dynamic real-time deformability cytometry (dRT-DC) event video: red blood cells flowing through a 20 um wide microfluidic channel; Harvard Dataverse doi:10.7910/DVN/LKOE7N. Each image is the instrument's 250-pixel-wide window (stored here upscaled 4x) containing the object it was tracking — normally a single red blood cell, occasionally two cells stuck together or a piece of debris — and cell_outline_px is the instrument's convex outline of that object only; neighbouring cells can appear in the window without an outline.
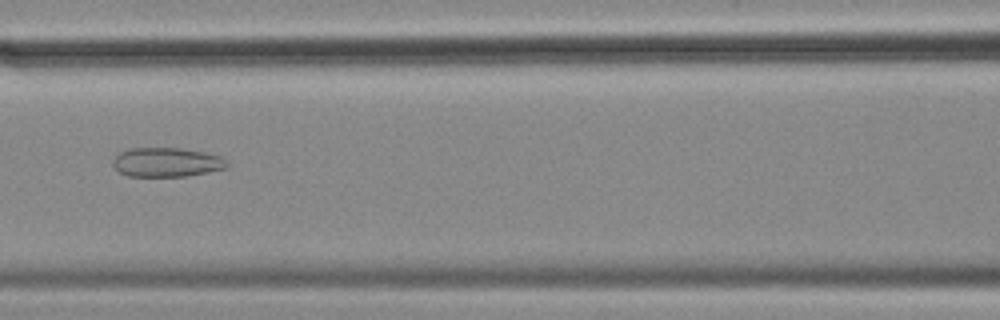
{"species": "common noctule bat (a hibernating species)", "species_latin": "Nyctalus noctula", "temperature_condition": "cold", "stored_images_in_passage": 55, "camera_frame_rate_fps": 3000, "um_per_image_px": 0.085, "animal": {"sex": "female", "body_mass_g": 18.4}, "frame": {"image": 1, "passage_image": 23, "time_ms": 7.333, "image_size_px": [1000, 320], "cell_outline_px": [[228, 168], [188, 176], [128, 176], [120, 172], [112, 164], [112, 160], [120, 152], [128, 148], [180, 148], [204, 152], [220, 156], [228, 164]], "centroid_in_image_um": [14.16, 13.79], "position_along_channel_um": 152.4, "area_um2": 19.42}}
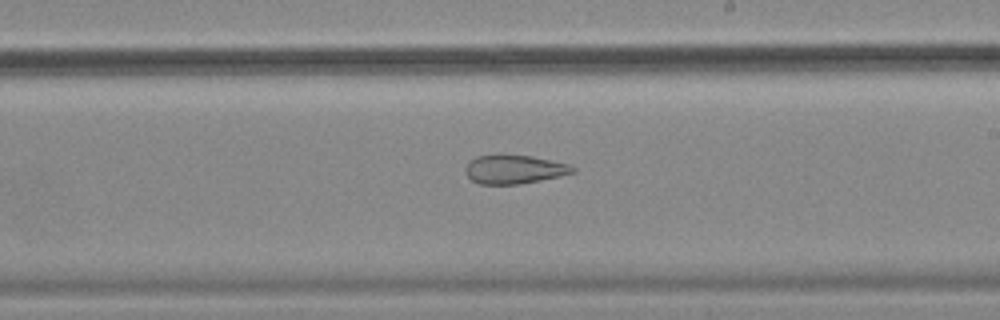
{"frame": {"image": 2, "passage_image": 31, "time_ms": 10.0, "image_size_px": [1000, 320], "cell_outline_px": [[576, 172], [560, 176], [520, 184], [480, 184], [472, 180], [464, 172], [464, 168], [476, 156], [500, 152], [532, 156], [552, 160], [568, 164], [576, 168]], "centroid_in_image_um": [43.69, 14.36], "position_along_channel_um": 245.3, "area_um2": 18.5}}
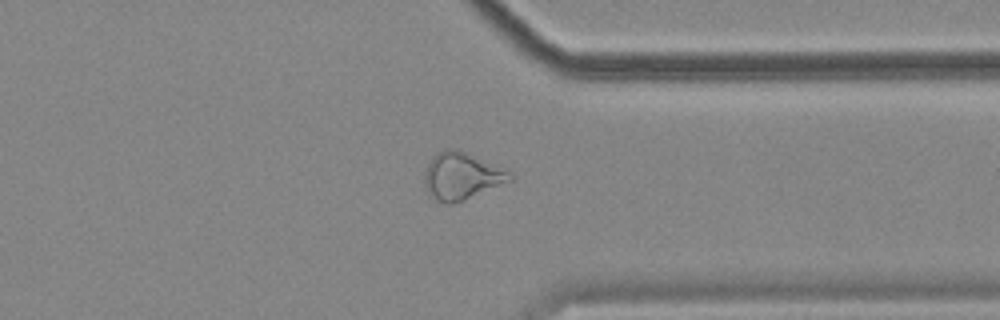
{"frame": {"image": 3, "passage_image": 42, "time_ms": 13.667, "image_size_px": [1000, 320], "cell_outline_px": [[512, 180], [464, 200], [452, 204], [444, 204], [436, 200], [424, 184], [424, 172], [432, 156], [436, 152], [444, 148], [456, 148], [508, 172], [512, 176]], "centroid_in_image_um": [39.17, 14.96], "position_along_channel_um": 372.2, "area_um2": 22.95}, "authors_computed_cell_mechanics": {"area_um2": 24.9696, "velocity_mm_per_s": 3.5027, "shape_relaxation_time_tau1_ms": null, "shape_relaxation_time_tau2_ms": 6.0362, "deformation_change_tau1": null, "deformation_change_tau2": 0.1564}}